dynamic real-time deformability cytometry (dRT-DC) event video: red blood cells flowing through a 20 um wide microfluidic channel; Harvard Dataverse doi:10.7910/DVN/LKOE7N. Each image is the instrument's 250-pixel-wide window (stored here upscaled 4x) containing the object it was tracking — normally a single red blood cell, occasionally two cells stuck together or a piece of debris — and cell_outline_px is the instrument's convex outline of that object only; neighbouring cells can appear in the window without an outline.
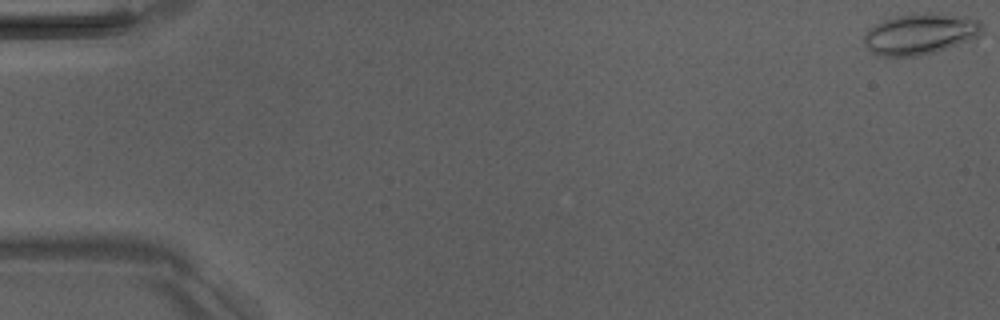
{"species": "Egyptian fruit bat (a non-hibernating species)", "species_latin": "Rousettus aegyptiacus", "temperature_condition": "room temperature", "stored_images_in_passage": 8, "camera_frame_rate_fps": 3000, "um_per_image_px": 0.085, "animal": {"sex": "male"}, "frame": {"image": 1, "passage_image": 1, "time_ms": 0.0, "image_size_px": [1000, 320], "cell_outline_px": [[984, 32], [972, 40], [936, 52], [916, 56], [876, 56], [864, 44], [864, 32], [868, 28], [884, 20], [896, 16], [924, 12], [932, 12], [980, 20], [984, 24]], "centroid_in_image_um": [78.23, 2.89], "position_along_channel_um": 6.8, "area_um2": 28.5}}